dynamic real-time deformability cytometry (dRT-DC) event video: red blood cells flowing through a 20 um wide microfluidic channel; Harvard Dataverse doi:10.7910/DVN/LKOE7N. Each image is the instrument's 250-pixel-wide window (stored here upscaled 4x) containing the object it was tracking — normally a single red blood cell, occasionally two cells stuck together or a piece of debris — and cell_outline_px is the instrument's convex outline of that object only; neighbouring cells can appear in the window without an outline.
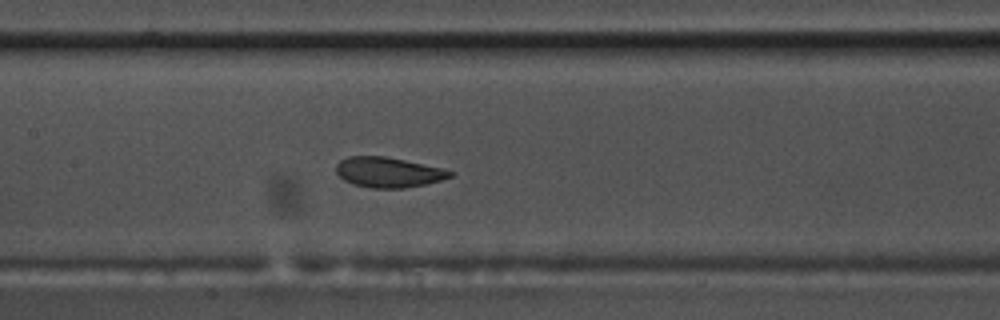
{"species": "common noctule bat (a hibernating species)", "species_latin": "Nyctalus noctula", "temperature_condition": "warm", "stored_images_in_passage": 45, "camera_frame_rate_fps": 3000, "um_per_image_px": 0.085, "animal": {"sex": "male", "body_mass_g": 17.5, "forearm_length_mm": 52.3}, "frame": {"image": 1, "passage_image": 16, "time_ms": 5.0, "image_size_px": [1000, 320], "cell_outline_px": [[456, 172], [452, 176], [440, 180], [424, 184], [404, 188], [372, 188], [352, 184], [344, 180], [336, 172], [336, 164], [340, 160], [348, 156], [384, 156], [444, 168]], "centroid_in_image_um": [33.0, 14.64], "position_along_channel_um": 174.4, "area_um2": 20.06}}
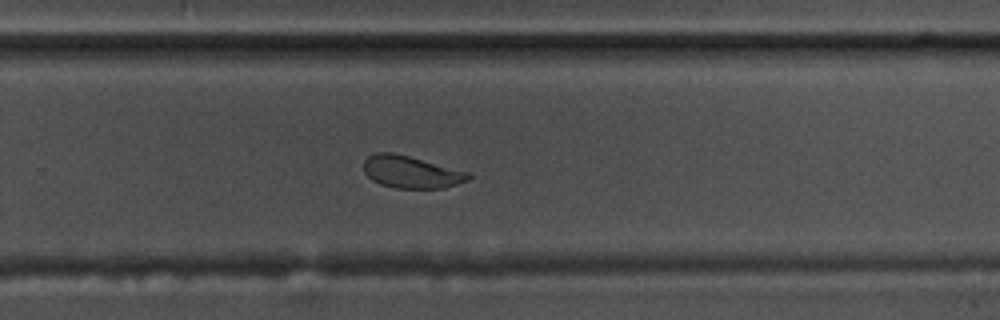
{"frame": {"image": 2, "passage_image": 26, "time_ms": 8.333, "image_size_px": [1000, 320], "cell_outline_px": [[472, 176], [468, 180], [444, 188], [396, 188], [380, 184], [372, 180], [364, 172], [364, 160], [368, 156], [376, 152], [392, 152], [472, 172]], "centroid_in_image_um": [34.97, 14.62], "position_along_channel_um": 294.8, "area_um2": 19.77}}
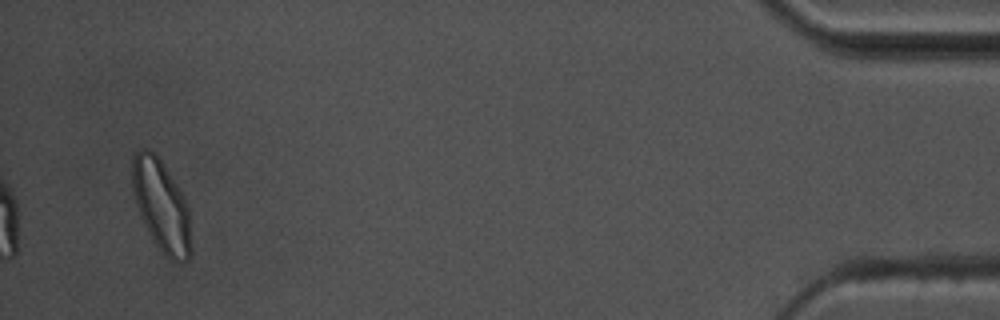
{"frame": {"image": 3, "passage_image": 43, "time_ms": 14.0, "image_size_px": [1000, 320], "cell_outline_px": [[192, 252], [188, 260], [168, 260], [160, 252], [152, 240], [140, 216], [132, 192], [132, 156], [140, 148], [144, 148], [156, 152], [184, 196], [188, 208], [192, 248]], "centroid_in_image_um": [13.71, 17.49], "position_along_channel_um": 421.5, "area_um2": 31.85}, "authors_computed_cell_mechanics": {"area_um2": 21.1548, "velocity_mm_per_s": 3.6249, "shape_relaxation_time_tau1_ms": 4.9079, "shape_relaxation_time_tau2_ms": 1.1278, "deformation_change_tau1": 0.1334, "deformation_change_tau2": 0.0577}}